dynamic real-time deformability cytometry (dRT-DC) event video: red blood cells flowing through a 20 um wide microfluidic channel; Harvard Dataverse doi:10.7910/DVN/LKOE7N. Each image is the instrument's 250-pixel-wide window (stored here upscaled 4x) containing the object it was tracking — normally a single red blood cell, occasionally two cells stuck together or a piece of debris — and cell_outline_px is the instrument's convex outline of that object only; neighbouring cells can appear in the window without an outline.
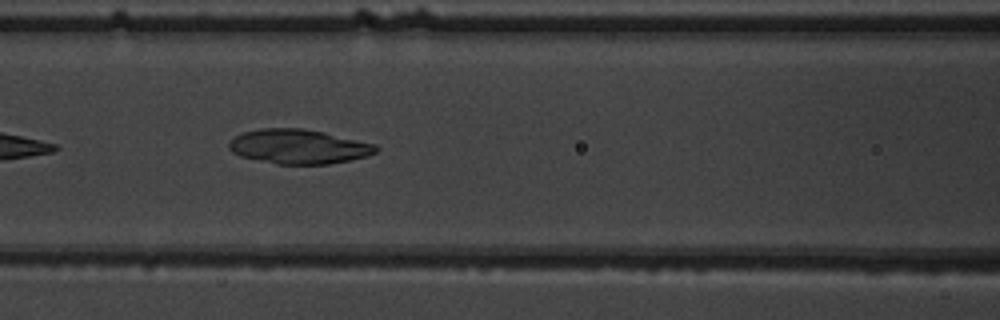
{"species": "common noctule bat (a hibernating species)", "species_latin": "Nyctalus noctula", "temperature_condition": "warm", "stored_images_in_passage": 8, "camera_frame_rate_fps": 3000, "um_per_image_px": 0.085, "animal": {"sex": "male", "body_mass_g": 19.5, "forearm_length_mm": 54.6}, "frame": {"image": 1, "passage_image": 8, "time_ms": 8.0, "image_size_px": [1000, 320], "cell_outline_px": [[380, 148], [376, 152], [368, 156], [352, 160], [328, 164], [276, 164], [240, 156], [232, 152], [228, 148], [228, 144], [236, 136], [244, 132], [260, 128], [304, 128], [324, 132], [376, 144]], "centroid_in_image_um": [25.41, 12.46], "position_along_channel_um": 141.2, "area_um2": 29.65}}